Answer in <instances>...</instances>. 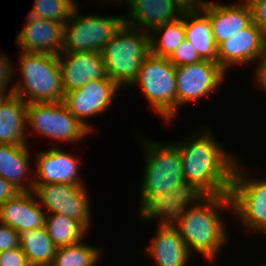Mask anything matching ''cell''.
<instances>
[{"instance_id":"cb8c5ba5","label":"cell","mask_w":266,"mask_h":266,"mask_svg":"<svg viewBox=\"0 0 266 266\" xmlns=\"http://www.w3.org/2000/svg\"><path fill=\"white\" fill-rule=\"evenodd\" d=\"M20 247L31 266H51L57 247L46 227L19 232Z\"/></svg>"},{"instance_id":"277c9868","label":"cell","mask_w":266,"mask_h":266,"mask_svg":"<svg viewBox=\"0 0 266 266\" xmlns=\"http://www.w3.org/2000/svg\"><path fill=\"white\" fill-rule=\"evenodd\" d=\"M14 73L20 78L13 83L15 95L27 104L64 101V91L58 56L47 53L19 51ZM17 68V69H16Z\"/></svg>"},{"instance_id":"4dcf8cb0","label":"cell","mask_w":266,"mask_h":266,"mask_svg":"<svg viewBox=\"0 0 266 266\" xmlns=\"http://www.w3.org/2000/svg\"><path fill=\"white\" fill-rule=\"evenodd\" d=\"M0 266H31L21 247L0 252Z\"/></svg>"},{"instance_id":"d6986e66","label":"cell","mask_w":266,"mask_h":266,"mask_svg":"<svg viewBox=\"0 0 266 266\" xmlns=\"http://www.w3.org/2000/svg\"><path fill=\"white\" fill-rule=\"evenodd\" d=\"M203 12L210 18L217 46L253 23L252 9L247 0L232 5L210 1Z\"/></svg>"},{"instance_id":"83f0119b","label":"cell","mask_w":266,"mask_h":266,"mask_svg":"<svg viewBox=\"0 0 266 266\" xmlns=\"http://www.w3.org/2000/svg\"><path fill=\"white\" fill-rule=\"evenodd\" d=\"M78 4V0H34L28 15L65 24Z\"/></svg>"},{"instance_id":"e0dca14e","label":"cell","mask_w":266,"mask_h":266,"mask_svg":"<svg viewBox=\"0 0 266 266\" xmlns=\"http://www.w3.org/2000/svg\"><path fill=\"white\" fill-rule=\"evenodd\" d=\"M26 19L27 22L23 23L14 41L19 50L58 55L65 24L30 15H27Z\"/></svg>"},{"instance_id":"ba28073f","label":"cell","mask_w":266,"mask_h":266,"mask_svg":"<svg viewBox=\"0 0 266 266\" xmlns=\"http://www.w3.org/2000/svg\"><path fill=\"white\" fill-rule=\"evenodd\" d=\"M242 159L239 157L237 160L232 177V214L238 218L245 231L264 234L266 237V177L255 178L247 173L243 169Z\"/></svg>"},{"instance_id":"603a6c76","label":"cell","mask_w":266,"mask_h":266,"mask_svg":"<svg viewBox=\"0 0 266 266\" xmlns=\"http://www.w3.org/2000/svg\"><path fill=\"white\" fill-rule=\"evenodd\" d=\"M186 39L203 60L218 62V46L210 18L203 12H185Z\"/></svg>"},{"instance_id":"8992f818","label":"cell","mask_w":266,"mask_h":266,"mask_svg":"<svg viewBox=\"0 0 266 266\" xmlns=\"http://www.w3.org/2000/svg\"><path fill=\"white\" fill-rule=\"evenodd\" d=\"M138 87L162 122L171 123L177 116L176 67L168 58L151 52L141 63L138 76L130 86Z\"/></svg>"},{"instance_id":"d590c367","label":"cell","mask_w":266,"mask_h":266,"mask_svg":"<svg viewBox=\"0 0 266 266\" xmlns=\"http://www.w3.org/2000/svg\"><path fill=\"white\" fill-rule=\"evenodd\" d=\"M254 82V87L257 86L259 90H261L263 93H266V62L262 71L260 72L259 76L254 80Z\"/></svg>"},{"instance_id":"6da1fadb","label":"cell","mask_w":266,"mask_h":266,"mask_svg":"<svg viewBox=\"0 0 266 266\" xmlns=\"http://www.w3.org/2000/svg\"><path fill=\"white\" fill-rule=\"evenodd\" d=\"M140 139L144 152V168L140 185L139 215H163L171 207L197 196L187 185L183 176L181 154L172 142ZM140 136V137H139ZM147 139V140H146Z\"/></svg>"},{"instance_id":"3957f363","label":"cell","mask_w":266,"mask_h":266,"mask_svg":"<svg viewBox=\"0 0 266 266\" xmlns=\"http://www.w3.org/2000/svg\"><path fill=\"white\" fill-rule=\"evenodd\" d=\"M197 129L183 140L174 141L181 154L186 185L197 196L230 194L238 156L226 150L212 128Z\"/></svg>"},{"instance_id":"7c38bea8","label":"cell","mask_w":266,"mask_h":266,"mask_svg":"<svg viewBox=\"0 0 266 266\" xmlns=\"http://www.w3.org/2000/svg\"><path fill=\"white\" fill-rule=\"evenodd\" d=\"M226 74L218 62L208 60L176 67L177 115L183 106L215 93L225 82Z\"/></svg>"},{"instance_id":"e575fe53","label":"cell","mask_w":266,"mask_h":266,"mask_svg":"<svg viewBox=\"0 0 266 266\" xmlns=\"http://www.w3.org/2000/svg\"><path fill=\"white\" fill-rule=\"evenodd\" d=\"M182 12H199L203 11L209 3L207 0H174Z\"/></svg>"},{"instance_id":"5bb4252c","label":"cell","mask_w":266,"mask_h":266,"mask_svg":"<svg viewBox=\"0 0 266 266\" xmlns=\"http://www.w3.org/2000/svg\"><path fill=\"white\" fill-rule=\"evenodd\" d=\"M144 223L157 226L144 252L157 266H189L193 256L175 226L164 215H139ZM190 260V261H189Z\"/></svg>"},{"instance_id":"30bf717a","label":"cell","mask_w":266,"mask_h":266,"mask_svg":"<svg viewBox=\"0 0 266 266\" xmlns=\"http://www.w3.org/2000/svg\"><path fill=\"white\" fill-rule=\"evenodd\" d=\"M86 186L55 183L34 184L33 193L47 214L65 215L78 221L90 232L93 214Z\"/></svg>"},{"instance_id":"7a4b0ae2","label":"cell","mask_w":266,"mask_h":266,"mask_svg":"<svg viewBox=\"0 0 266 266\" xmlns=\"http://www.w3.org/2000/svg\"><path fill=\"white\" fill-rule=\"evenodd\" d=\"M227 211L232 214L230 194L200 195L171 207L163 215L178 230L193 257L200 254L214 265L230 241L224 221Z\"/></svg>"},{"instance_id":"1f68e13d","label":"cell","mask_w":266,"mask_h":266,"mask_svg":"<svg viewBox=\"0 0 266 266\" xmlns=\"http://www.w3.org/2000/svg\"><path fill=\"white\" fill-rule=\"evenodd\" d=\"M20 247L19 233L0 222V252Z\"/></svg>"},{"instance_id":"ffe728a7","label":"cell","mask_w":266,"mask_h":266,"mask_svg":"<svg viewBox=\"0 0 266 266\" xmlns=\"http://www.w3.org/2000/svg\"><path fill=\"white\" fill-rule=\"evenodd\" d=\"M46 215L33 191L20 192L0 206V222L18 233L45 227Z\"/></svg>"},{"instance_id":"484cf974","label":"cell","mask_w":266,"mask_h":266,"mask_svg":"<svg viewBox=\"0 0 266 266\" xmlns=\"http://www.w3.org/2000/svg\"><path fill=\"white\" fill-rule=\"evenodd\" d=\"M45 227L57 248L76 244L89 233L78 221L58 213L46 215Z\"/></svg>"},{"instance_id":"4fadbf2b","label":"cell","mask_w":266,"mask_h":266,"mask_svg":"<svg viewBox=\"0 0 266 266\" xmlns=\"http://www.w3.org/2000/svg\"><path fill=\"white\" fill-rule=\"evenodd\" d=\"M119 90L122 89L113 80L105 77L91 80L83 87L65 93L63 102L77 119L94 132L88 118L101 116L111 109Z\"/></svg>"},{"instance_id":"836d02e7","label":"cell","mask_w":266,"mask_h":266,"mask_svg":"<svg viewBox=\"0 0 266 266\" xmlns=\"http://www.w3.org/2000/svg\"><path fill=\"white\" fill-rule=\"evenodd\" d=\"M21 191L6 179L0 177V206L16 197Z\"/></svg>"},{"instance_id":"8d00e7d4","label":"cell","mask_w":266,"mask_h":266,"mask_svg":"<svg viewBox=\"0 0 266 266\" xmlns=\"http://www.w3.org/2000/svg\"><path fill=\"white\" fill-rule=\"evenodd\" d=\"M95 0H93V2H94ZM109 2H111V3H116V5H118L119 3H122V0H113V1H111V0H101V3L103 4L102 6H104L105 5V3H107V5L109 4ZM118 2V3H117Z\"/></svg>"},{"instance_id":"52a82bcc","label":"cell","mask_w":266,"mask_h":266,"mask_svg":"<svg viewBox=\"0 0 266 266\" xmlns=\"http://www.w3.org/2000/svg\"><path fill=\"white\" fill-rule=\"evenodd\" d=\"M79 7L78 4L64 25L59 54L79 51L101 53L125 23L124 15L102 16L99 12L84 15Z\"/></svg>"},{"instance_id":"5b68a950","label":"cell","mask_w":266,"mask_h":266,"mask_svg":"<svg viewBox=\"0 0 266 266\" xmlns=\"http://www.w3.org/2000/svg\"><path fill=\"white\" fill-rule=\"evenodd\" d=\"M149 53V33L125 23L101 52L108 77L122 90H129Z\"/></svg>"},{"instance_id":"d4e9b609","label":"cell","mask_w":266,"mask_h":266,"mask_svg":"<svg viewBox=\"0 0 266 266\" xmlns=\"http://www.w3.org/2000/svg\"><path fill=\"white\" fill-rule=\"evenodd\" d=\"M150 35V52L159 57L169 58L186 39L185 12L173 22L154 29Z\"/></svg>"},{"instance_id":"f546056e","label":"cell","mask_w":266,"mask_h":266,"mask_svg":"<svg viewBox=\"0 0 266 266\" xmlns=\"http://www.w3.org/2000/svg\"><path fill=\"white\" fill-rule=\"evenodd\" d=\"M2 53H0V97L11 94L13 91V83L15 82L14 62L6 56L7 54ZM10 83L12 84L9 85Z\"/></svg>"},{"instance_id":"4316f807","label":"cell","mask_w":266,"mask_h":266,"mask_svg":"<svg viewBox=\"0 0 266 266\" xmlns=\"http://www.w3.org/2000/svg\"><path fill=\"white\" fill-rule=\"evenodd\" d=\"M85 239L69 246L58 247L51 266H97L105 252L102 247L85 243Z\"/></svg>"},{"instance_id":"9a60e30c","label":"cell","mask_w":266,"mask_h":266,"mask_svg":"<svg viewBox=\"0 0 266 266\" xmlns=\"http://www.w3.org/2000/svg\"><path fill=\"white\" fill-rule=\"evenodd\" d=\"M65 152L59 146L38 151L34 155L36 160L34 184H70L84 186V179L79 174L80 162L76 155Z\"/></svg>"},{"instance_id":"8fae6325","label":"cell","mask_w":266,"mask_h":266,"mask_svg":"<svg viewBox=\"0 0 266 266\" xmlns=\"http://www.w3.org/2000/svg\"><path fill=\"white\" fill-rule=\"evenodd\" d=\"M266 62V36L253 22L218 46V63L228 73L234 66H253L252 81ZM234 65V66H233Z\"/></svg>"},{"instance_id":"ac0fdd59","label":"cell","mask_w":266,"mask_h":266,"mask_svg":"<svg viewBox=\"0 0 266 266\" xmlns=\"http://www.w3.org/2000/svg\"><path fill=\"white\" fill-rule=\"evenodd\" d=\"M125 24L151 33L157 27L173 22L183 14L174 0H125Z\"/></svg>"},{"instance_id":"d6a6232c","label":"cell","mask_w":266,"mask_h":266,"mask_svg":"<svg viewBox=\"0 0 266 266\" xmlns=\"http://www.w3.org/2000/svg\"><path fill=\"white\" fill-rule=\"evenodd\" d=\"M251 6L253 22L266 36V0H247Z\"/></svg>"},{"instance_id":"2e32d148","label":"cell","mask_w":266,"mask_h":266,"mask_svg":"<svg viewBox=\"0 0 266 266\" xmlns=\"http://www.w3.org/2000/svg\"><path fill=\"white\" fill-rule=\"evenodd\" d=\"M57 56L64 93L83 87L91 80L108 77L101 53L79 51Z\"/></svg>"},{"instance_id":"f1b7e54d","label":"cell","mask_w":266,"mask_h":266,"mask_svg":"<svg viewBox=\"0 0 266 266\" xmlns=\"http://www.w3.org/2000/svg\"><path fill=\"white\" fill-rule=\"evenodd\" d=\"M168 59L175 67L190 65L203 60L195 47L187 39L177 47Z\"/></svg>"},{"instance_id":"9c48e42d","label":"cell","mask_w":266,"mask_h":266,"mask_svg":"<svg viewBox=\"0 0 266 266\" xmlns=\"http://www.w3.org/2000/svg\"><path fill=\"white\" fill-rule=\"evenodd\" d=\"M27 129L32 134L58 143H77L93 134L61 102L31 103L27 105ZM56 141V142H55Z\"/></svg>"},{"instance_id":"7402d4cb","label":"cell","mask_w":266,"mask_h":266,"mask_svg":"<svg viewBox=\"0 0 266 266\" xmlns=\"http://www.w3.org/2000/svg\"><path fill=\"white\" fill-rule=\"evenodd\" d=\"M29 145L0 144V177L13 184L21 192L34 189V175L31 172V151ZM30 153V154H29ZM30 171V172H28Z\"/></svg>"},{"instance_id":"44dd1931","label":"cell","mask_w":266,"mask_h":266,"mask_svg":"<svg viewBox=\"0 0 266 266\" xmlns=\"http://www.w3.org/2000/svg\"><path fill=\"white\" fill-rule=\"evenodd\" d=\"M27 105L14 93L0 97V144H28Z\"/></svg>"}]
</instances>
